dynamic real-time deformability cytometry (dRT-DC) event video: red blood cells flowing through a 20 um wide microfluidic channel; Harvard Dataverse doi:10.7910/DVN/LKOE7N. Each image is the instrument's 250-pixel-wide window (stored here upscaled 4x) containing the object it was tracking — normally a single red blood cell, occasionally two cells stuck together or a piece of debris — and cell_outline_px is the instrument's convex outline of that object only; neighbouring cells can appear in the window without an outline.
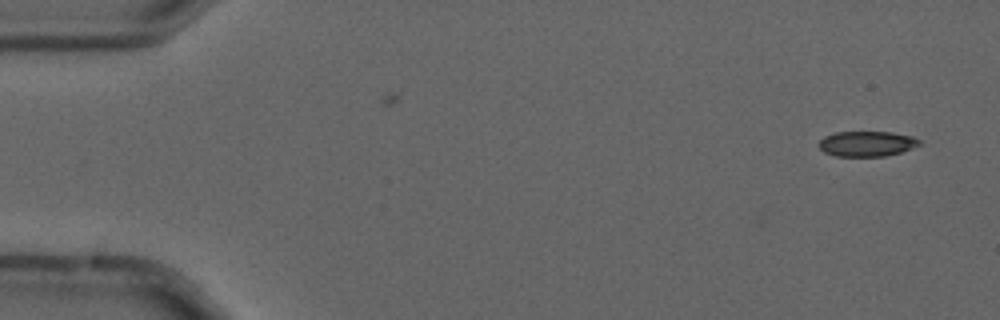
{"species": "common noctule bat (a hibernating species)", "species_latin": "Nyctalus noctula", "temperature_condition": "cold", "stored_images_in_passage": 2, "camera_frame_rate_fps": 3000, "um_per_image_px": 0.085, "animal": {"sex": "male", "forearm_length_mm": 52.5}, "frame": {"image": 1, "passage_image": 2, "time_ms": 0.333, "image_size_px": [1000, 320], "cell_outline_px": [[920, 144], [912, 148], [900, 152], [884, 156], [836, 156], [824, 152], [820, 148], [820, 140], [824, 136], [836, 132], [892, 132], [912, 136], [920, 140]], "centroid_in_image_um": [73.68, 12.21], "position_along_channel_um": 11.3, "area_um2": 14.68}}